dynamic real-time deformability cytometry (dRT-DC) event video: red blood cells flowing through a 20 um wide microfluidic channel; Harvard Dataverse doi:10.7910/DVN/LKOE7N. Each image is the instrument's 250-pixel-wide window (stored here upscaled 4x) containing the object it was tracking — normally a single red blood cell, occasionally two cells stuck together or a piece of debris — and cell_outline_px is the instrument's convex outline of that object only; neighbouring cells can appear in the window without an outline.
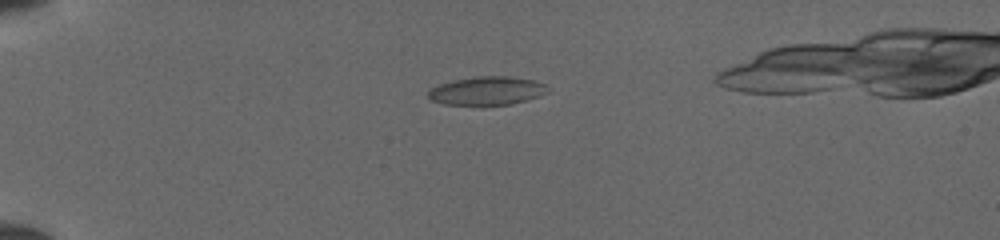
{"species": "common noctule bat (a hibernating species)", "species_latin": "Nyctalus noctula", "temperature_condition": "cold", "stored_images_in_passage": 36, "camera_frame_rate_fps": 3000, "um_per_image_px": 0.085, "animal": {"sex": "female", "body_mass_g": 19.5, "forearm_length_mm": 54.1}, "frame": {"image": 1, "passage_image": 1, "time_ms": 0.0, "image_size_px": [1000, 240], "cell_outline_px": [[548, 92], [540, 96], [512, 104], [444, 104], [432, 100], [428, 96], [428, 92], [432, 88], [440, 84], [456, 80], [476, 76], [508, 76], [536, 80], [544, 84], [548, 88]], "centroid_in_image_um": [41.44, 7.7], "position_along_channel_um": 43.6, "area_um2": 19.54}}
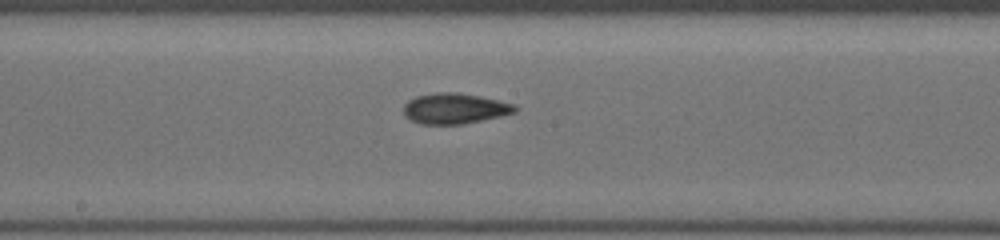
{"frame": {"image": 2, "passage_image": 16, "time_ms": 5.0, "image_size_px": [1000, 240], "cell_outline_px": [[516, 112], [464, 124], [420, 124], [404, 116], [404, 104], [408, 100], [416, 96], [436, 92], [456, 92], [480, 96], [516, 104]], "centroid_in_image_um": [38.63, 9.21], "position_along_channel_um": 209.6, "area_um2": 19.83}}
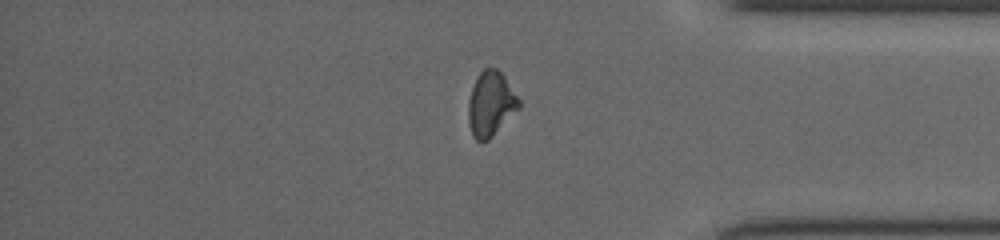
{"frame": {"image": 3, "passage_image": 30, "time_ms": 9.667, "image_size_px": [1000, 240], "cell_outline_px": [[520, 108], [488, 140], [476, 140], [472, 136], [468, 120], [468, 104], [472, 88], [480, 72], [484, 68], [496, 68], [504, 76], [520, 100]], "centroid_in_image_um": [41.72, 8.84], "position_along_channel_um": 393.5, "area_um2": 18.84}}